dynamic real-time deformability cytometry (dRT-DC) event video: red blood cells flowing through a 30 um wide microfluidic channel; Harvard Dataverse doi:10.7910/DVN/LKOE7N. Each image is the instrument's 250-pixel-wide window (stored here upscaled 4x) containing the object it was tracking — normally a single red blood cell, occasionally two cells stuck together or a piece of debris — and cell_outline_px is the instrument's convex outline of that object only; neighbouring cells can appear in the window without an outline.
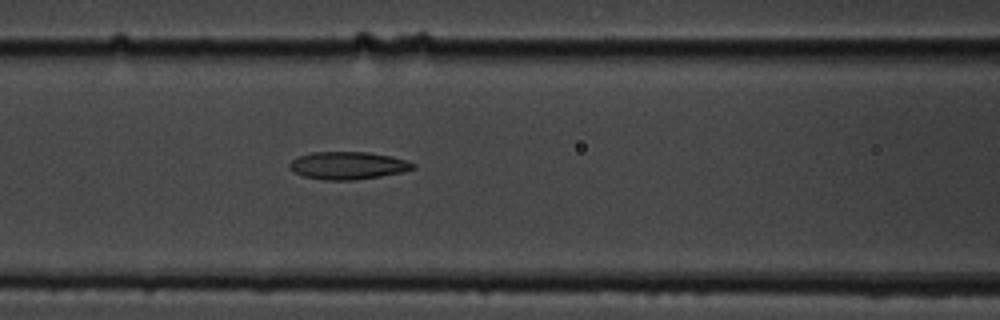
{"species": "common noctule bat (a hibernating species)", "species_latin": "Nyctalus noctula", "temperature_condition": "cold", "stored_images_in_passage": 5, "camera_frame_rate_fps": 3000, "um_per_image_px": 0.085, "animal": {"sex": "male", "body_mass_g": 19.5, "forearm_length_mm": 54.6}, "frame": {"image": 1, "passage_image": 5, "time_ms": 5.333, "image_size_px": [1000, 320], "cell_outline_px": [[416, 168], [404, 172], [356, 180], [324, 180], [304, 176], [292, 172], [288, 168], [288, 164], [296, 156], [312, 152], [368, 152], [392, 156], [408, 160], [416, 164]], "centroid_in_image_um": [29.57, 14.06], "position_along_channel_um": 137.0, "area_um2": 20.23}}